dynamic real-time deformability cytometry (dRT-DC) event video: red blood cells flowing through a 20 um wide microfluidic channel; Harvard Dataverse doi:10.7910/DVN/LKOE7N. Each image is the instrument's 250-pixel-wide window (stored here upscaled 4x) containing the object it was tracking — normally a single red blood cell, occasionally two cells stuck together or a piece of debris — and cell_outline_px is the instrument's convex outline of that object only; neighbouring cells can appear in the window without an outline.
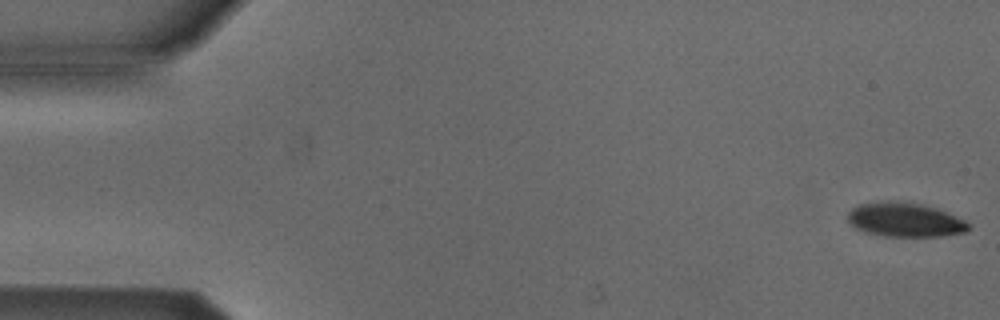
{"species": "Egyptian fruit bat (a non-hibernating species)", "species_latin": "Rousettus aegyptiacus", "temperature_condition": "cold", "stored_images_in_passage": 5, "camera_frame_rate_fps": 3000, "um_per_image_px": 0.085, "animal": {"sex": "male"}, "frame": {"image": 1, "passage_image": 1, "time_ms": 0.0, "image_size_px": [1000, 320], "cell_outline_px": [[972, 228], [964, 232], [940, 236], [884, 236], [868, 232], [856, 228], [848, 220], [848, 212], [852, 208], [860, 204], [884, 200], [896, 200], [920, 204], [936, 208], [956, 216], [972, 224]], "centroid_in_image_um": [76.94, 18.67], "position_along_channel_um": 8.1, "area_um2": 24.04}}
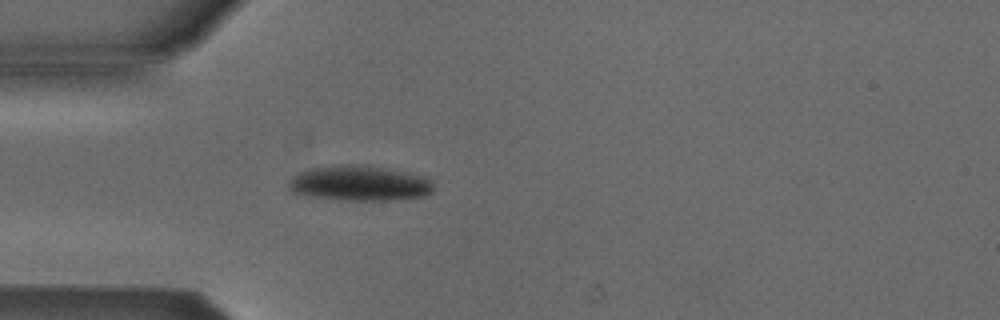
{"frame": {"image": 2, "passage_image": 5, "time_ms": 4.667, "image_size_px": [1000, 320], "cell_outline_px": [[432, 192], [424, 196], [396, 200], [340, 200], [308, 196], [292, 192], [288, 188], [288, 180], [292, 176], [300, 172], [312, 168], [332, 164], [368, 164], [428, 176], [432, 180]], "centroid_in_image_um": [30.57, 15.56], "position_along_channel_um": 54.4, "area_um2": 30.46}}